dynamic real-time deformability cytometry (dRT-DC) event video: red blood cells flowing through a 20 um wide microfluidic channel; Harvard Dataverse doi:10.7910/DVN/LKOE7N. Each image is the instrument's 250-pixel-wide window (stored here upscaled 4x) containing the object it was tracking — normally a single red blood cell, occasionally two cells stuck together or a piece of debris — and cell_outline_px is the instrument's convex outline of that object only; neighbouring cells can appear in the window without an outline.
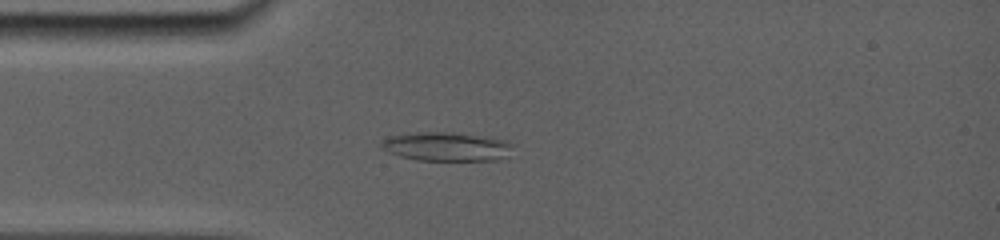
{"species": "common noctule bat (a hibernating species)", "species_latin": "Nyctalus noctula", "temperature_condition": "room temperature", "stored_images_in_passage": 39, "camera_frame_rate_fps": 5000, "um_per_image_px": 0.085, "animal": {"sex": "female", "body_mass_g": 19.0, "forearm_length_mm": 56.7}, "frame": {"image": 1, "passage_image": 1, "time_ms": 0.0, "image_size_px": [1000, 240], "cell_outline_px": [[504, 144], [492, 160], [416, 160], [400, 156], [384, 148], [384, 144], [388, 140], [396, 136], [468, 136], [488, 140]], "centroid_in_image_um": [37.68, 12.57], "position_along_channel_um": 47.3, "area_um2": 17.69}}
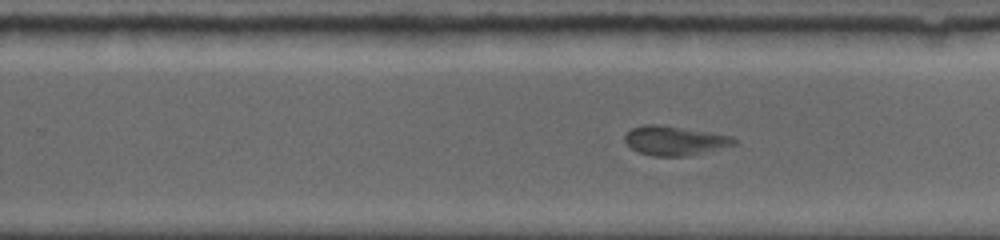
{"frame": {"image": 2, "passage_image": 19, "time_ms": 6.2, "image_size_px": [1000, 240], "cell_outline_px": [[736, 144], [688, 156], [652, 156], [640, 152], [632, 148], [624, 140], [624, 136], [632, 128], [644, 124], [660, 124], [732, 136], [736, 140]], "centroid_in_image_um": [57.33, 11.95], "position_along_channel_um": 272.5, "area_um2": 18.44}}
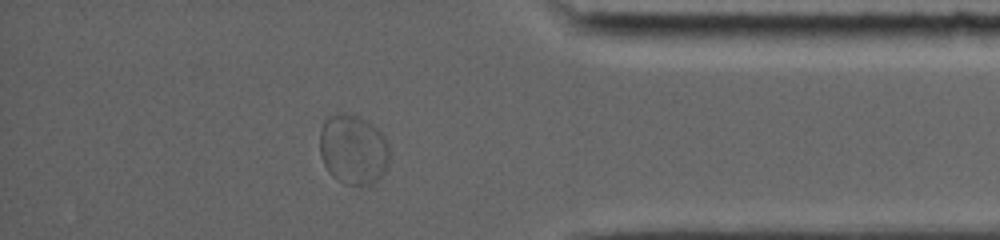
{"frame": {"image": 3, "passage_image": 34, "time_ms": 10.0, "image_size_px": [1000, 240], "cell_outline_px": [[388, 164], [384, 172], [372, 184], [360, 188], [344, 184], [332, 176], [328, 172], [320, 156], [320, 128], [324, 120], [328, 116], [340, 112], [348, 112], [360, 116], [372, 124], [384, 136], [388, 144]], "centroid_in_image_um": [30.0, 12.71], "position_along_channel_um": 405.2, "area_um2": 29.07}}